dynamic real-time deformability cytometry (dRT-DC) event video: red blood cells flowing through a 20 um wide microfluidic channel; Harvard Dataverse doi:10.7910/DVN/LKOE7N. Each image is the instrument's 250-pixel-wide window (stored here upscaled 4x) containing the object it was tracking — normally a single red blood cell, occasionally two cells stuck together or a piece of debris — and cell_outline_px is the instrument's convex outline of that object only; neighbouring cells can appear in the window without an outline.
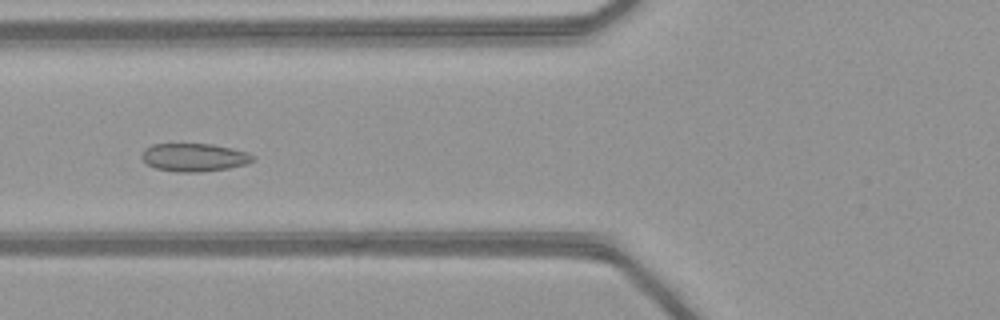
{"species": "common noctule bat (a hibernating species)", "species_latin": "Nyctalus noctula", "temperature_condition": "warm", "stored_images_in_passage": 39, "camera_frame_rate_fps": 3000, "um_per_image_px": 0.085, "animal": {"sex": "female", "body_mass_g": 21.9}, "frame": {"image": 1, "passage_image": 9, "time_ms": 2.667, "image_size_px": [1000, 320], "cell_outline_px": [[256, 156], [248, 164], [228, 168], [200, 172], [176, 172], [156, 168], [148, 164], [140, 156], [144, 148], [152, 144], [212, 144], [232, 148], [248, 152]], "centroid_in_image_um": [16.51, 13.37], "position_along_channel_um": 109.3, "area_um2": 18.26}}
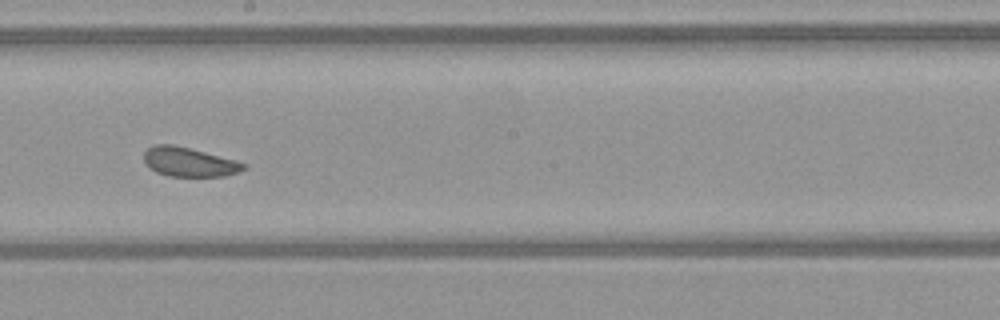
{"frame": {"image": 2, "passage_image": 18, "time_ms": 5.667, "image_size_px": [1000, 320], "cell_outline_px": [[248, 168], [240, 172], [224, 176], [168, 176], [156, 172], [148, 168], [144, 160], [144, 152], [148, 148], [156, 144], [172, 144], [236, 160], [248, 164]], "centroid_in_image_um": [16.09, 13.78], "position_along_channel_um": 232.1, "area_um2": 17.05}}
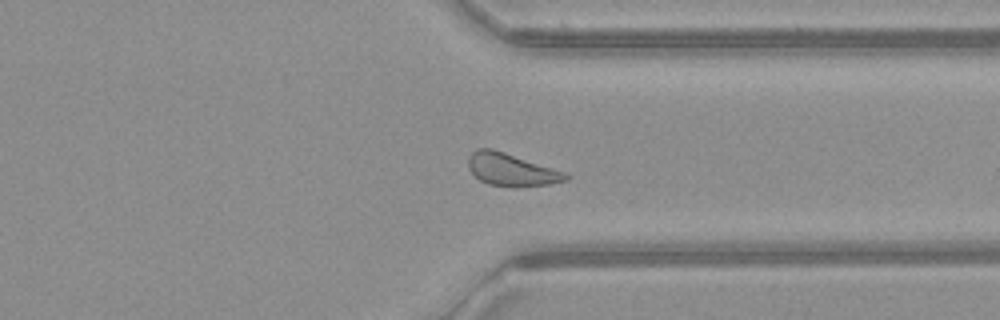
{"frame": {"image": 3, "passage_image": 28, "time_ms": 9.0, "image_size_px": [1000, 320], "cell_outline_px": [[568, 180], [548, 184], [512, 188], [488, 184], [480, 180], [468, 168], [468, 156], [476, 148], [492, 148], [568, 172]], "centroid_in_image_um": [43.48, 14.42], "position_along_channel_um": 367.9, "area_um2": 18.79}, "authors_computed_cell_mechanics": {"area_um2": 18.4382, "velocity_mm_per_s": 4.0777, "shape_relaxation_time_tau1_ms": 6.5032, "shape_relaxation_time_tau2_ms": 1.2374, "deformation_change_tau1": 0.0949, "deformation_change_tau2": 0.0722}}